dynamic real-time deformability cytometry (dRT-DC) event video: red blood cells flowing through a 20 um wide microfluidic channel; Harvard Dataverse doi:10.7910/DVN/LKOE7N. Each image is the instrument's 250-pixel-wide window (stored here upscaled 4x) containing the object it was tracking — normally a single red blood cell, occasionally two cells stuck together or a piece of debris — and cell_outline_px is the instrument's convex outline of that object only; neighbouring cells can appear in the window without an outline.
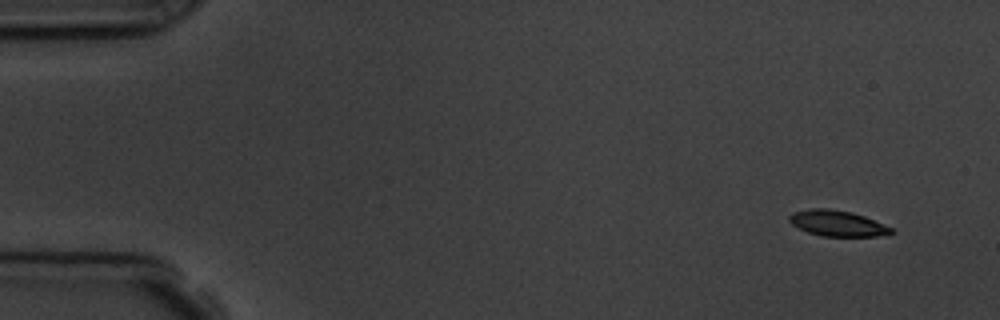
{"species": "common noctule bat (a hibernating species)", "species_latin": "Nyctalus noctula", "temperature_condition": "room temperature", "stored_images_in_passage": 5, "camera_frame_rate_fps": 3000, "um_per_image_px": 0.085, "animal": {"sex": "male", "body_mass_g": 19.5, "forearm_length_mm": 54.6}, "frame": {"image": 1, "passage_image": 1, "time_ms": 0.0, "image_size_px": [1000, 320], "cell_outline_px": [[896, 232], [880, 236], [820, 236], [808, 232], [792, 224], [788, 220], [788, 216], [792, 212], [808, 208], [828, 208], [852, 212], [864, 216], [892, 228]], "centroid_in_image_um": [71.15, 18.97], "position_along_channel_um": 13.8, "area_um2": 15.37}}